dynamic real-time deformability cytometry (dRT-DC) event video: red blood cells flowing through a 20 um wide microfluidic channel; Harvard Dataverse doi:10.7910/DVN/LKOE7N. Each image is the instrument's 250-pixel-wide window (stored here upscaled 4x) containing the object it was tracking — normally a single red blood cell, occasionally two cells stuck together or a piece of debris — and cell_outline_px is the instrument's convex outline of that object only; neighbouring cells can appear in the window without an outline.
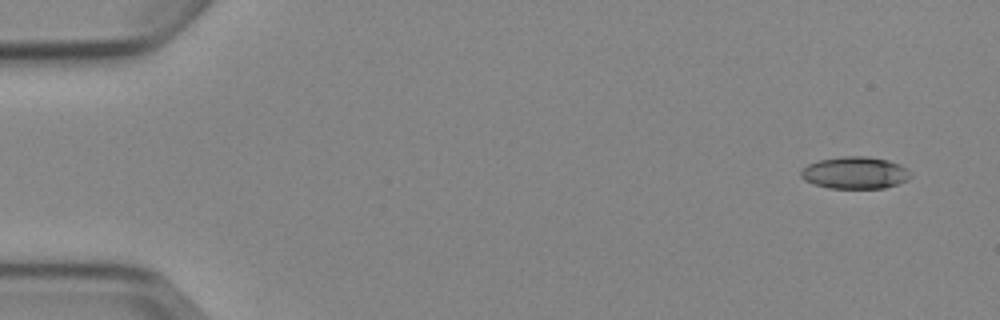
{"species": "Egyptian fruit bat (a non-hibernating species)", "species_latin": "Rousettus aegyptiacus", "temperature_condition": "cold", "stored_images_in_passage": 4, "camera_frame_rate_fps": 3000, "um_per_image_px": 0.085, "animal": {"sex": "female"}, "frame": {"image": 1, "passage_image": 1, "time_ms": 0.0, "image_size_px": [1000, 320], "cell_outline_px": [[912, 176], [908, 180], [884, 188], [828, 188], [804, 180], [800, 176], [800, 172], [808, 164], [820, 160], [844, 156], [868, 156], [888, 160], [900, 164]], "centroid_in_image_um": [72.67, 14.68], "position_along_channel_um": 12.3, "area_um2": 20.35}}
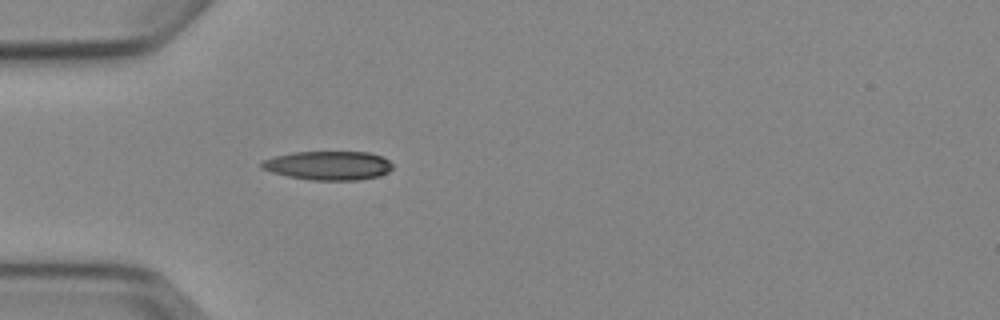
{"frame": {"image": 2, "passage_image": 4, "time_ms": 4.333, "image_size_px": [1000, 320], "cell_outline_px": [[392, 168], [388, 172], [380, 176], [360, 180], [312, 180], [288, 176], [272, 172], [260, 168], [260, 164], [264, 160], [276, 156], [292, 152], [368, 152], [380, 156], [388, 160], [392, 164]], "centroid_in_image_um": [27.92, 14.07], "position_along_channel_um": 57.1, "area_um2": 22.02}}